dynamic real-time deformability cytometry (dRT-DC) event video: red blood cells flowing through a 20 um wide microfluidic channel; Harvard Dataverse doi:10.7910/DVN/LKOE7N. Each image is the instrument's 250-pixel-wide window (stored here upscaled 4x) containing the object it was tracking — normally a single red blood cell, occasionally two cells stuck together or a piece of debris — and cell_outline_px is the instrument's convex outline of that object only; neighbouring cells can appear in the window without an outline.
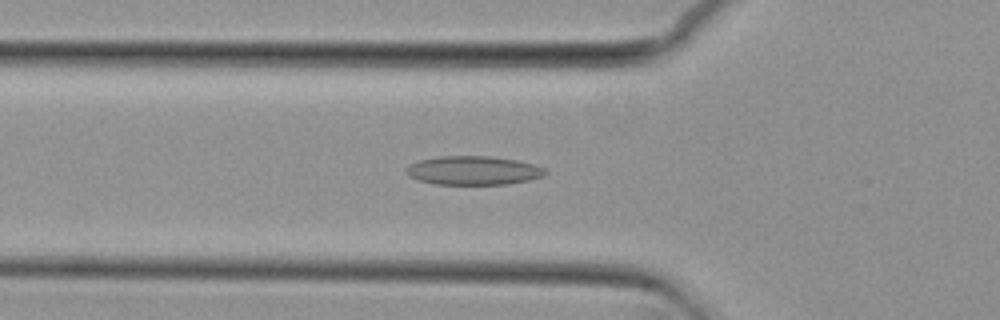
{"species": "common noctule bat (a hibernating species)", "species_latin": "Nyctalus noctula", "temperature_condition": "cold", "stored_images_in_passage": 52, "camera_frame_rate_fps": 3000, "um_per_image_px": 0.085, "animal": {"sex": "female", "body_mass_g": 29.2, "forearm_length_mm": 56.3}, "frame": {"image": 1, "passage_image": 18, "time_ms": 5.667, "image_size_px": [1000, 320], "cell_outline_px": [[548, 172], [544, 176], [528, 180], [508, 184], [436, 184], [416, 180], [408, 176], [404, 168], [408, 164], [420, 160], [440, 156], [488, 156], [516, 160], [532, 164], [544, 168]], "centroid_in_image_um": [40.19, 14.49], "position_along_channel_um": 85.6, "area_um2": 23.41}}
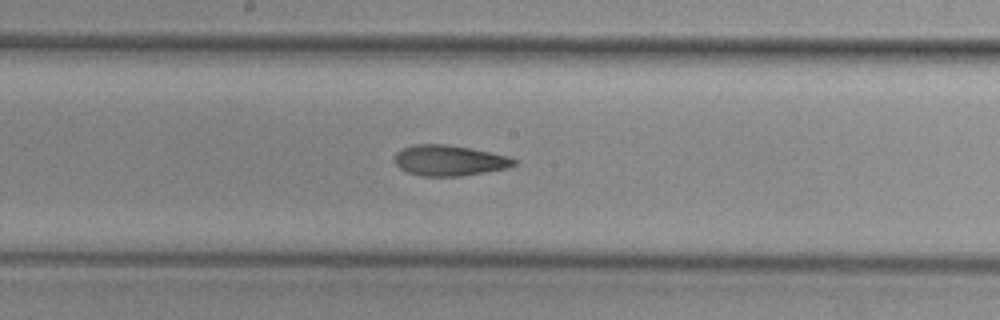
{"frame": {"image": 2, "passage_image": 28, "time_ms": 9.0, "image_size_px": [1000, 320], "cell_outline_px": [[516, 164], [508, 168], [464, 176], [420, 176], [408, 172], [400, 168], [396, 164], [396, 152], [404, 148], [416, 144], [444, 144], [468, 148], [508, 156], [516, 160]], "centroid_in_image_um": [38.2, 13.65], "position_along_channel_um": 210.0, "area_um2": 21.1}}
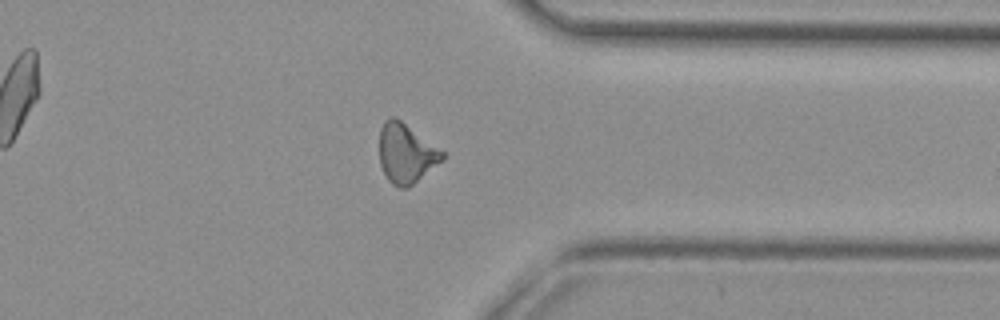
{"frame": {"image": 3, "passage_image": 42, "time_ms": 13.667, "image_size_px": [1000, 320], "cell_outline_px": [[444, 156], [440, 160], [408, 188], [400, 188], [392, 184], [388, 180], [380, 164], [380, 128], [384, 120], [392, 116], [396, 116], [444, 152]], "centroid_in_image_um": [34.46, 13.01], "position_along_channel_um": 376.9, "area_um2": 21.39}, "authors_computed_cell_mechanics": {"area_um2": 21.5883, "velocity_mm_per_s": 3.7154, "shape_relaxation_time_tau1_ms": null, "shape_relaxation_time_tau2_ms": 4.7948, "deformation_change_tau1": null, "deformation_change_tau2": 0.1392}}